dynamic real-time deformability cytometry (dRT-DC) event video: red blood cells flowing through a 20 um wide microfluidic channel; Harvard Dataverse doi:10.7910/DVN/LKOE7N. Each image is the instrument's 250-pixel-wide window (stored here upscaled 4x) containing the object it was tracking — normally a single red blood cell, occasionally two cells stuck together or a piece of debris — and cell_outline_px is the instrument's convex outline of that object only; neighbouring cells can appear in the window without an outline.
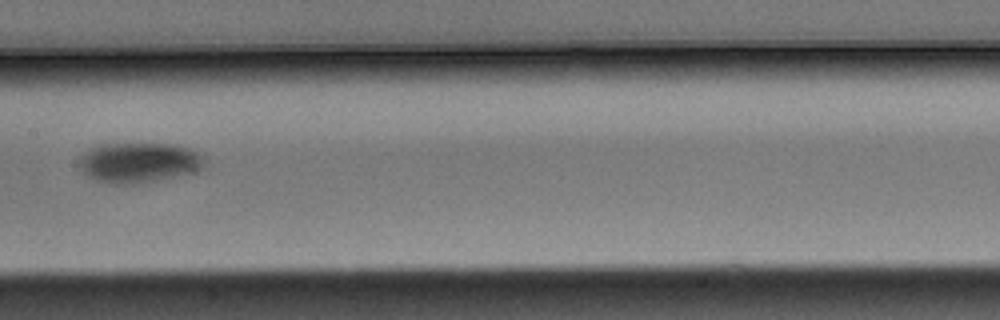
{"species": "Egyptian fruit bat (a non-hibernating species)", "species_latin": "Rousettus aegyptiacus", "temperature_condition": "warm", "stored_images_in_passage": 7, "camera_frame_rate_fps": 3000, "um_per_image_px": 0.085, "animal": {"sex": "male"}, "frame": {"image": 1, "passage_image": 7, "time_ms": 2.0, "image_size_px": [1000, 320], "cell_outline_px": [[204, 164], [200, 168], [192, 172], [132, 184], [112, 184], [96, 180], [88, 176], [80, 168], [80, 156], [88, 148], [96, 144], [176, 144], [192, 148], [204, 160]], "centroid_in_image_um": [11.74, 13.79], "position_along_channel_um": 195.7, "area_um2": 28.96}}